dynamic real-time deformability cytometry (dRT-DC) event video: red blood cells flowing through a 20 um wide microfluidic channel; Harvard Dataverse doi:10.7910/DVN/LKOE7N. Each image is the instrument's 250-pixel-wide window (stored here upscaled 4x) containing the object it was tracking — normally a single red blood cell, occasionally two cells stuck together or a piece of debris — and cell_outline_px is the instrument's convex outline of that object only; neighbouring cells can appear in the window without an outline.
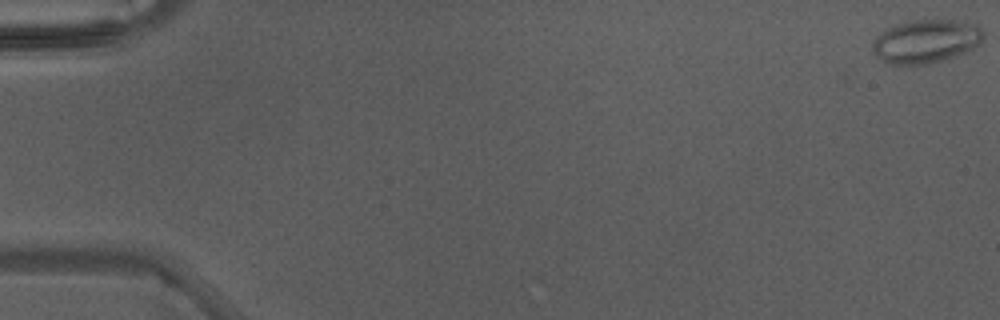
{"species": "Egyptian fruit bat (a non-hibernating species)", "species_latin": "Rousettus aegyptiacus", "temperature_condition": "warm", "stored_images_in_passage": 5, "camera_frame_rate_fps": 3000, "um_per_image_px": 0.085, "animal": {"sex": "male"}, "frame": {"image": 1, "passage_image": 1, "time_ms": 0.0, "image_size_px": [1000, 320], "cell_outline_px": [[984, 36], [980, 44], [968, 52], [928, 64], [888, 64], [876, 56], [872, 48], [872, 40], [876, 36], [888, 28], [896, 24], [916, 20], [952, 20], [976, 24], [984, 32]], "centroid_in_image_um": [78.72, 3.51], "position_along_channel_um": 6.3, "area_um2": 28.09}}